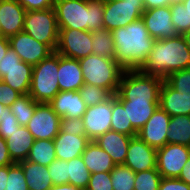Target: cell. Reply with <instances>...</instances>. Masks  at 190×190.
<instances>
[{
    "mask_svg": "<svg viewBox=\"0 0 190 190\" xmlns=\"http://www.w3.org/2000/svg\"><path fill=\"white\" fill-rule=\"evenodd\" d=\"M178 179L182 180L190 186V157L188 158V161L182 168Z\"/></svg>",
    "mask_w": 190,
    "mask_h": 190,
    "instance_id": "obj_49",
    "label": "cell"
},
{
    "mask_svg": "<svg viewBox=\"0 0 190 190\" xmlns=\"http://www.w3.org/2000/svg\"><path fill=\"white\" fill-rule=\"evenodd\" d=\"M87 188L89 190H113L110 172L92 173Z\"/></svg>",
    "mask_w": 190,
    "mask_h": 190,
    "instance_id": "obj_42",
    "label": "cell"
},
{
    "mask_svg": "<svg viewBox=\"0 0 190 190\" xmlns=\"http://www.w3.org/2000/svg\"><path fill=\"white\" fill-rule=\"evenodd\" d=\"M33 65L23 62L10 47L0 61V78L21 95L29 94Z\"/></svg>",
    "mask_w": 190,
    "mask_h": 190,
    "instance_id": "obj_8",
    "label": "cell"
},
{
    "mask_svg": "<svg viewBox=\"0 0 190 190\" xmlns=\"http://www.w3.org/2000/svg\"><path fill=\"white\" fill-rule=\"evenodd\" d=\"M104 2H110V1H118V0H102Z\"/></svg>",
    "mask_w": 190,
    "mask_h": 190,
    "instance_id": "obj_57",
    "label": "cell"
},
{
    "mask_svg": "<svg viewBox=\"0 0 190 190\" xmlns=\"http://www.w3.org/2000/svg\"><path fill=\"white\" fill-rule=\"evenodd\" d=\"M171 19L178 35L190 31V14L182 2L170 4Z\"/></svg>",
    "mask_w": 190,
    "mask_h": 190,
    "instance_id": "obj_35",
    "label": "cell"
},
{
    "mask_svg": "<svg viewBox=\"0 0 190 190\" xmlns=\"http://www.w3.org/2000/svg\"><path fill=\"white\" fill-rule=\"evenodd\" d=\"M190 157V147L167 143L157 149L156 169L162 178H178Z\"/></svg>",
    "mask_w": 190,
    "mask_h": 190,
    "instance_id": "obj_11",
    "label": "cell"
},
{
    "mask_svg": "<svg viewBox=\"0 0 190 190\" xmlns=\"http://www.w3.org/2000/svg\"><path fill=\"white\" fill-rule=\"evenodd\" d=\"M57 77L60 91H79L84 84L79 60L60 54Z\"/></svg>",
    "mask_w": 190,
    "mask_h": 190,
    "instance_id": "obj_21",
    "label": "cell"
},
{
    "mask_svg": "<svg viewBox=\"0 0 190 190\" xmlns=\"http://www.w3.org/2000/svg\"><path fill=\"white\" fill-rule=\"evenodd\" d=\"M8 178V165L0 166V190H5Z\"/></svg>",
    "mask_w": 190,
    "mask_h": 190,
    "instance_id": "obj_50",
    "label": "cell"
},
{
    "mask_svg": "<svg viewBox=\"0 0 190 190\" xmlns=\"http://www.w3.org/2000/svg\"><path fill=\"white\" fill-rule=\"evenodd\" d=\"M59 29L96 31L103 29L104 1L56 0L54 3Z\"/></svg>",
    "mask_w": 190,
    "mask_h": 190,
    "instance_id": "obj_3",
    "label": "cell"
},
{
    "mask_svg": "<svg viewBox=\"0 0 190 190\" xmlns=\"http://www.w3.org/2000/svg\"><path fill=\"white\" fill-rule=\"evenodd\" d=\"M14 162L9 156L7 142L0 136V166L12 165Z\"/></svg>",
    "mask_w": 190,
    "mask_h": 190,
    "instance_id": "obj_47",
    "label": "cell"
},
{
    "mask_svg": "<svg viewBox=\"0 0 190 190\" xmlns=\"http://www.w3.org/2000/svg\"><path fill=\"white\" fill-rule=\"evenodd\" d=\"M26 11L44 10L54 7L56 0H17Z\"/></svg>",
    "mask_w": 190,
    "mask_h": 190,
    "instance_id": "obj_45",
    "label": "cell"
},
{
    "mask_svg": "<svg viewBox=\"0 0 190 190\" xmlns=\"http://www.w3.org/2000/svg\"><path fill=\"white\" fill-rule=\"evenodd\" d=\"M90 141L86 135H72L60 130L53 139L56 158L58 160L69 161L82 156V153Z\"/></svg>",
    "mask_w": 190,
    "mask_h": 190,
    "instance_id": "obj_20",
    "label": "cell"
},
{
    "mask_svg": "<svg viewBox=\"0 0 190 190\" xmlns=\"http://www.w3.org/2000/svg\"><path fill=\"white\" fill-rule=\"evenodd\" d=\"M38 104L29 94L20 95L10 106L11 113L15 115L20 126H26Z\"/></svg>",
    "mask_w": 190,
    "mask_h": 190,
    "instance_id": "obj_32",
    "label": "cell"
},
{
    "mask_svg": "<svg viewBox=\"0 0 190 190\" xmlns=\"http://www.w3.org/2000/svg\"><path fill=\"white\" fill-rule=\"evenodd\" d=\"M157 150L145 143L138 135L131 137L123 165L133 172L156 169Z\"/></svg>",
    "mask_w": 190,
    "mask_h": 190,
    "instance_id": "obj_17",
    "label": "cell"
},
{
    "mask_svg": "<svg viewBox=\"0 0 190 190\" xmlns=\"http://www.w3.org/2000/svg\"><path fill=\"white\" fill-rule=\"evenodd\" d=\"M5 108H6V106H4L2 103H0V118H2L4 116Z\"/></svg>",
    "mask_w": 190,
    "mask_h": 190,
    "instance_id": "obj_55",
    "label": "cell"
},
{
    "mask_svg": "<svg viewBox=\"0 0 190 190\" xmlns=\"http://www.w3.org/2000/svg\"><path fill=\"white\" fill-rule=\"evenodd\" d=\"M162 176L157 169L135 173L134 190H158Z\"/></svg>",
    "mask_w": 190,
    "mask_h": 190,
    "instance_id": "obj_36",
    "label": "cell"
},
{
    "mask_svg": "<svg viewBox=\"0 0 190 190\" xmlns=\"http://www.w3.org/2000/svg\"><path fill=\"white\" fill-rule=\"evenodd\" d=\"M59 54L51 53L33 66L29 95L38 103H49L60 92L58 85Z\"/></svg>",
    "mask_w": 190,
    "mask_h": 190,
    "instance_id": "obj_6",
    "label": "cell"
},
{
    "mask_svg": "<svg viewBox=\"0 0 190 190\" xmlns=\"http://www.w3.org/2000/svg\"><path fill=\"white\" fill-rule=\"evenodd\" d=\"M146 10L143 0L104 2L103 28L113 31L141 18Z\"/></svg>",
    "mask_w": 190,
    "mask_h": 190,
    "instance_id": "obj_9",
    "label": "cell"
},
{
    "mask_svg": "<svg viewBox=\"0 0 190 190\" xmlns=\"http://www.w3.org/2000/svg\"><path fill=\"white\" fill-rule=\"evenodd\" d=\"M131 136L109 130L94 141L107 152L116 165L124 164Z\"/></svg>",
    "mask_w": 190,
    "mask_h": 190,
    "instance_id": "obj_23",
    "label": "cell"
},
{
    "mask_svg": "<svg viewBox=\"0 0 190 190\" xmlns=\"http://www.w3.org/2000/svg\"><path fill=\"white\" fill-rule=\"evenodd\" d=\"M183 37H184V39L186 41V44H187L188 48L190 49V31L185 32L183 34Z\"/></svg>",
    "mask_w": 190,
    "mask_h": 190,
    "instance_id": "obj_53",
    "label": "cell"
},
{
    "mask_svg": "<svg viewBox=\"0 0 190 190\" xmlns=\"http://www.w3.org/2000/svg\"><path fill=\"white\" fill-rule=\"evenodd\" d=\"M163 81L140 70H124L115 95L118 100H159Z\"/></svg>",
    "mask_w": 190,
    "mask_h": 190,
    "instance_id": "obj_5",
    "label": "cell"
},
{
    "mask_svg": "<svg viewBox=\"0 0 190 190\" xmlns=\"http://www.w3.org/2000/svg\"><path fill=\"white\" fill-rule=\"evenodd\" d=\"M141 18L149 35L155 40L178 35L171 19L170 5L146 9Z\"/></svg>",
    "mask_w": 190,
    "mask_h": 190,
    "instance_id": "obj_16",
    "label": "cell"
},
{
    "mask_svg": "<svg viewBox=\"0 0 190 190\" xmlns=\"http://www.w3.org/2000/svg\"><path fill=\"white\" fill-rule=\"evenodd\" d=\"M182 3L184 7L187 9L188 13L190 14V0H184Z\"/></svg>",
    "mask_w": 190,
    "mask_h": 190,
    "instance_id": "obj_54",
    "label": "cell"
},
{
    "mask_svg": "<svg viewBox=\"0 0 190 190\" xmlns=\"http://www.w3.org/2000/svg\"><path fill=\"white\" fill-rule=\"evenodd\" d=\"M5 190H29L23 168L18 163L8 165V178Z\"/></svg>",
    "mask_w": 190,
    "mask_h": 190,
    "instance_id": "obj_39",
    "label": "cell"
},
{
    "mask_svg": "<svg viewBox=\"0 0 190 190\" xmlns=\"http://www.w3.org/2000/svg\"><path fill=\"white\" fill-rule=\"evenodd\" d=\"M111 130L131 137L138 134L132 127L131 121H128L127 108H124L115 94H112Z\"/></svg>",
    "mask_w": 190,
    "mask_h": 190,
    "instance_id": "obj_29",
    "label": "cell"
},
{
    "mask_svg": "<svg viewBox=\"0 0 190 190\" xmlns=\"http://www.w3.org/2000/svg\"><path fill=\"white\" fill-rule=\"evenodd\" d=\"M56 158L53 140H34L27 161L49 166Z\"/></svg>",
    "mask_w": 190,
    "mask_h": 190,
    "instance_id": "obj_30",
    "label": "cell"
},
{
    "mask_svg": "<svg viewBox=\"0 0 190 190\" xmlns=\"http://www.w3.org/2000/svg\"><path fill=\"white\" fill-rule=\"evenodd\" d=\"M26 12L17 0H0L1 36L9 38L22 32Z\"/></svg>",
    "mask_w": 190,
    "mask_h": 190,
    "instance_id": "obj_18",
    "label": "cell"
},
{
    "mask_svg": "<svg viewBox=\"0 0 190 190\" xmlns=\"http://www.w3.org/2000/svg\"><path fill=\"white\" fill-rule=\"evenodd\" d=\"M69 184L81 188H87L90 175L82 156L68 161Z\"/></svg>",
    "mask_w": 190,
    "mask_h": 190,
    "instance_id": "obj_33",
    "label": "cell"
},
{
    "mask_svg": "<svg viewBox=\"0 0 190 190\" xmlns=\"http://www.w3.org/2000/svg\"><path fill=\"white\" fill-rule=\"evenodd\" d=\"M23 31L38 42L46 44L55 52L58 44L59 28L54 7L44 10L27 11Z\"/></svg>",
    "mask_w": 190,
    "mask_h": 190,
    "instance_id": "obj_7",
    "label": "cell"
},
{
    "mask_svg": "<svg viewBox=\"0 0 190 190\" xmlns=\"http://www.w3.org/2000/svg\"><path fill=\"white\" fill-rule=\"evenodd\" d=\"M127 108L128 121L138 132L159 107V100H119Z\"/></svg>",
    "mask_w": 190,
    "mask_h": 190,
    "instance_id": "obj_24",
    "label": "cell"
},
{
    "mask_svg": "<svg viewBox=\"0 0 190 190\" xmlns=\"http://www.w3.org/2000/svg\"><path fill=\"white\" fill-rule=\"evenodd\" d=\"M111 35L115 61L124 70H139L147 61L155 43L142 18L111 31Z\"/></svg>",
    "mask_w": 190,
    "mask_h": 190,
    "instance_id": "obj_1",
    "label": "cell"
},
{
    "mask_svg": "<svg viewBox=\"0 0 190 190\" xmlns=\"http://www.w3.org/2000/svg\"><path fill=\"white\" fill-rule=\"evenodd\" d=\"M92 34V54L105 58H114L115 47L112 40L111 31L99 29L91 31Z\"/></svg>",
    "mask_w": 190,
    "mask_h": 190,
    "instance_id": "obj_31",
    "label": "cell"
},
{
    "mask_svg": "<svg viewBox=\"0 0 190 190\" xmlns=\"http://www.w3.org/2000/svg\"><path fill=\"white\" fill-rule=\"evenodd\" d=\"M10 47L28 64L36 65L47 58L53 51L44 43L22 31L8 38Z\"/></svg>",
    "mask_w": 190,
    "mask_h": 190,
    "instance_id": "obj_14",
    "label": "cell"
},
{
    "mask_svg": "<svg viewBox=\"0 0 190 190\" xmlns=\"http://www.w3.org/2000/svg\"><path fill=\"white\" fill-rule=\"evenodd\" d=\"M158 190H190V186L178 178H162Z\"/></svg>",
    "mask_w": 190,
    "mask_h": 190,
    "instance_id": "obj_46",
    "label": "cell"
},
{
    "mask_svg": "<svg viewBox=\"0 0 190 190\" xmlns=\"http://www.w3.org/2000/svg\"><path fill=\"white\" fill-rule=\"evenodd\" d=\"M9 48H10L9 39L7 37H1L0 38V61L5 56Z\"/></svg>",
    "mask_w": 190,
    "mask_h": 190,
    "instance_id": "obj_51",
    "label": "cell"
},
{
    "mask_svg": "<svg viewBox=\"0 0 190 190\" xmlns=\"http://www.w3.org/2000/svg\"><path fill=\"white\" fill-rule=\"evenodd\" d=\"M19 127L20 124L15 115L11 113L10 107H6L4 116L0 118V136L6 140Z\"/></svg>",
    "mask_w": 190,
    "mask_h": 190,
    "instance_id": "obj_41",
    "label": "cell"
},
{
    "mask_svg": "<svg viewBox=\"0 0 190 190\" xmlns=\"http://www.w3.org/2000/svg\"><path fill=\"white\" fill-rule=\"evenodd\" d=\"M184 0H171V4L172 3H179V2H183Z\"/></svg>",
    "mask_w": 190,
    "mask_h": 190,
    "instance_id": "obj_56",
    "label": "cell"
},
{
    "mask_svg": "<svg viewBox=\"0 0 190 190\" xmlns=\"http://www.w3.org/2000/svg\"><path fill=\"white\" fill-rule=\"evenodd\" d=\"M170 115L158 107L146 124L138 131V136L156 150L168 143Z\"/></svg>",
    "mask_w": 190,
    "mask_h": 190,
    "instance_id": "obj_15",
    "label": "cell"
},
{
    "mask_svg": "<svg viewBox=\"0 0 190 190\" xmlns=\"http://www.w3.org/2000/svg\"><path fill=\"white\" fill-rule=\"evenodd\" d=\"M60 121L49 103H39L26 127L34 140H53L60 131Z\"/></svg>",
    "mask_w": 190,
    "mask_h": 190,
    "instance_id": "obj_12",
    "label": "cell"
},
{
    "mask_svg": "<svg viewBox=\"0 0 190 190\" xmlns=\"http://www.w3.org/2000/svg\"><path fill=\"white\" fill-rule=\"evenodd\" d=\"M190 68V49L183 35L155 40L141 72L165 79L170 74Z\"/></svg>",
    "mask_w": 190,
    "mask_h": 190,
    "instance_id": "obj_2",
    "label": "cell"
},
{
    "mask_svg": "<svg viewBox=\"0 0 190 190\" xmlns=\"http://www.w3.org/2000/svg\"><path fill=\"white\" fill-rule=\"evenodd\" d=\"M9 156L14 163L27 159L34 138L26 126H20L6 139Z\"/></svg>",
    "mask_w": 190,
    "mask_h": 190,
    "instance_id": "obj_25",
    "label": "cell"
},
{
    "mask_svg": "<svg viewBox=\"0 0 190 190\" xmlns=\"http://www.w3.org/2000/svg\"><path fill=\"white\" fill-rule=\"evenodd\" d=\"M168 127V143L190 147V115L171 116Z\"/></svg>",
    "mask_w": 190,
    "mask_h": 190,
    "instance_id": "obj_28",
    "label": "cell"
},
{
    "mask_svg": "<svg viewBox=\"0 0 190 190\" xmlns=\"http://www.w3.org/2000/svg\"><path fill=\"white\" fill-rule=\"evenodd\" d=\"M79 92L87 106L100 104L112 95L107 89L85 83L81 86Z\"/></svg>",
    "mask_w": 190,
    "mask_h": 190,
    "instance_id": "obj_37",
    "label": "cell"
},
{
    "mask_svg": "<svg viewBox=\"0 0 190 190\" xmlns=\"http://www.w3.org/2000/svg\"><path fill=\"white\" fill-rule=\"evenodd\" d=\"M47 168L53 185L69 183L68 161L55 159Z\"/></svg>",
    "mask_w": 190,
    "mask_h": 190,
    "instance_id": "obj_40",
    "label": "cell"
},
{
    "mask_svg": "<svg viewBox=\"0 0 190 190\" xmlns=\"http://www.w3.org/2000/svg\"><path fill=\"white\" fill-rule=\"evenodd\" d=\"M79 190H89L88 188H81V189H79Z\"/></svg>",
    "mask_w": 190,
    "mask_h": 190,
    "instance_id": "obj_58",
    "label": "cell"
},
{
    "mask_svg": "<svg viewBox=\"0 0 190 190\" xmlns=\"http://www.w3.org/2000/svg\"><path fill=\"white\" fill-rule=\"evenodd\" d=\"M79 187L73 186L69 183L53 185L49 190H79Z\"/></svg>",
    "mask_w": 190,
    "mask_h": 190,
    "instance_id": "obj_52",
    "label": "cell"
},
{
    "mask_svg": "<svg viewBox=\"0 0 190 190\" xmlns=\"http://www.w3.org/2000/svg\"><path fill=\"white\" fill-rule=\"evenodd\" d=\"M60 130L72 135H86L82 118H61Z\"/></svg>",
    "mask_w": 190,
    "mask_h": 190,
    "instance_id": "obj_43",
    "label": "cell"
},
{
    "mask_svg": "<svg viewBox=\"0 0 190 190\" xmlns=\"http://www.w3.org/2000/svg\"><path fill=\"white\" fill-rule=\"evenodd\" d=\"M112 116V95L94 106H87L82 117L86 136L90 140H95L100 135L111 130Z\"/></svg>",
    "mask_w": 190,
    "mask_h": 190,
    "instance_id": "obj_13",
    "label": "cell"
},
{
    "mask_svg": "<svg viewBox=\"0 0 190 190\" xmlns=\"http://www.w3.org/2000/svg\"><path fill=\"white\" fill-rule=\"evenodd\" d=\"M82 158L91 174L110 172L116 166L110 155L94 140L87 144L86 149L82 153Z\"/></svg>",
    "mask_w": 190,
    "mask_h": 190,
    "instance_id": "obj_26",
    "label": "cell"
},
{
    "mask_svg": "<svg viewBox=\"0 0 190 190\" xmlns=\"http://www.w3.org/2000/svg\"><path fill=\"white\" fill-rule=\"evenodd\" d=\"M143 1L146 9L169 6L171 4V0H143Z\"/></svg>",
    "mask_w": 190,
    "mask_h": 190,
    "instance_id": "obj_48",
    "label": "cell"
},
{
    "mask_svg": "<svg viewBox=\"0 0 190 190\" xmlns=\"http://www.w3.org/2000/svg\"><path fill=\"white\" fill-rule=\"evenodd\" d=\"M110 176L113 190H134L135 172L129 167L116 165L110 171Z\"/></svg>",
    "mask_w": 190,
    "mask_h": 190,
    "instance_id": "obj_34",
    "label": "cell"
},
{
    "mask_svg": "<svg viewBox=\"0 0 190 190\" xmlns=\"http://www.w3.org/2000/svg\"><path fill=\"white\" fill-rule=\"evenodd\" d=\"M159 107L170 116L190 115V97L177 92L164 80L159 90Z\"/></svg>",
    "mask_w": 190,
    "mask_h": 190,
    "instance_id": "obj_22",
    "label": "cell"
},
{
    "mask_svg": "<svg viewBox=\"0 0 190 190\" xmlns=\"http://www.w3.org/2000/svg\"><path fill=\"white\" fill-rule=\"evenodd\" d=\"M79 62L85 84L107 89L111 94L117 93L124 69L114 58L91 54Z\"/></svg>",
    "mask_w": 190,
    "mask_h": 190,
    "instance_id": "obj_4",
    "label": "cell"
},
{
    "mask_svg": "<svg viewBox=\"0 0 190 190\" xmlns=\"http://www.w3.org/2000/svg\"><path fill=\"white\" fill-rule=\"evenodd\" d=\"M18 164L23 168L29 190H49L53 186L47 166L27 160Z\"/></svg>",
    "mask_w": 190,
    "mask_h": 190,
    "instance_id": "obj_27",
    "label": "cell"
},
{
    "mask_svg": "<svg viewBox=\"0 0 190 190\" xmlns=\"http://www.w3.org/2000/svg\"><path fill=\"white\" fill-rule=\"evenodd\" d=\"M21 94L12 89L0 78V103L6 107H10Z\"/></svg>",
    "mask_w": 190,
    "mask_h": 190,
    "instance_id": "obj_44",
    "label": "cell"
},
{
    "mask_svg": "<svg viewBox=\"0 0 190 190\" xmlns=\"http://www.w3.org/2000/svg\"><path fill=\"white\" fill-rule=\"evenodd\" d=\"M164 80L177 92L190 97V68L174 72Z\"/></svg>",
    "mask_w": 190,
    "mask_h": 190,
    "instance_id": "obj_38",
    "label": "cell"
},
{
    "mask_svg": "<svg viewBox=\"0 0 190 190\" xmlns=\"http://www.w3.org/2000/svg\"><path fill=\"white\" fill-rule=\"evenodd\" d=\"M91 31L77 29H59L58 44L55 52L74 59H81L92 54Z\"/></svg>",
    "mask_w": 190,
    "mask_h": 190,
    "instance_id": "obj_10",
    "label": "cell"
},
{
    "mask_svg": "<svg viewBox=\"0 0 190 190\" xmlns=\"http://www.w3.org/2000/svg\"><path fill=\"white\" fill-rule=\"evenodd\" d=\"M49 104L60 118H82L87 109L79 91H60Z\"/></svg>",
    "mask_w": 190,
    "mask_h": 190,
    "instance_id": "obj_19",
    "label": "cell"
}]
</instances>
